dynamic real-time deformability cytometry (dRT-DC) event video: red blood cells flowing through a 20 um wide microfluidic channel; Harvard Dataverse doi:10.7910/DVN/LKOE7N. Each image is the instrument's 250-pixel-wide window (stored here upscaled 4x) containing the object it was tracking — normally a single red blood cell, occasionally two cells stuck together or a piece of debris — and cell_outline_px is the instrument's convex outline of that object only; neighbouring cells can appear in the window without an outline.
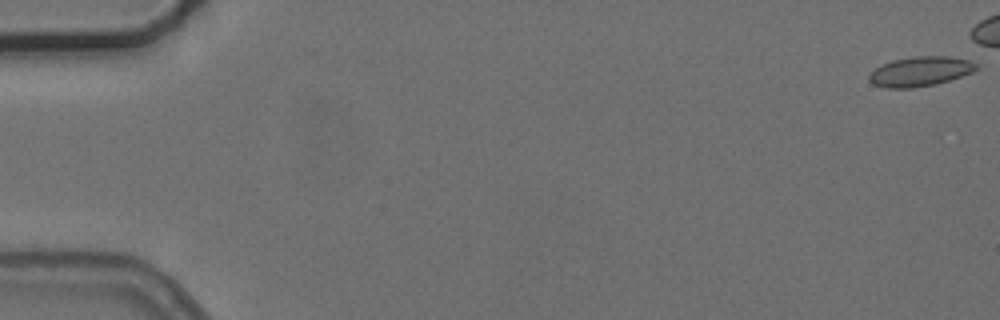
{"species": "common noctule bat (a hibernating species)", "species_latin": "Nyctalus noctula", "temperature_condition": "cold", "stored_images_in_passage": 6, "camera_frame_rate_fps": 3000, "um_per_image_px": 0.085, "animal": {"sex": "female", "body_mass_g": 24.6, "forearm_length_mm": 56.2}, "frame": {"image": 1, "passage_image": 1, "time_ms": 0.0, "image_size_px": [1000, 320], "cell_outline_px": [[980, 68], [972, 72], [936, 84], [912, 88], [884, 88], [872, 84], [868, 80], [868, 76], [876, 68], [892, 60], [916, 56], [948, 56], [968, 60], [976, 64]], "centroid_in_image_um": [78.2, 6.08], "position_along_channel_um": 6.8, "area_um2": 18.44}}